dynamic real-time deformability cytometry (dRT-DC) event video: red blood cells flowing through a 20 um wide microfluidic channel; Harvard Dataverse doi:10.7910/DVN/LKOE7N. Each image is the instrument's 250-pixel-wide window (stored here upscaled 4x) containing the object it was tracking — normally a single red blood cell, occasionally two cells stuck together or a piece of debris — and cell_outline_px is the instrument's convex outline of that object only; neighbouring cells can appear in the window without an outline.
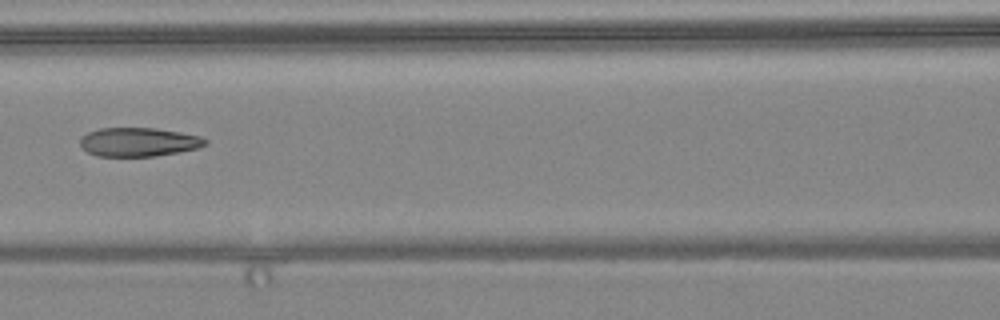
{"species": "common noctule bat (a hibernating species)", "species_latin": "Nyctalus noctula", "temperature_condition": "warm", "stored_images_in_passage": 9, "camera_frame_rate_fps": 3000, "um_per_image_px": 0.085, "animal": {"sex": "female", "body_mass_g": 24.6, "forearm_length_mm": 56.2}, "frame": {"image": 1, "passage_image": 7, "time_ms": 8.0, "image_size_px": [1000, 320], "cell_outline_px": [[208, 144], [196, 148], [176, 152], [152, 156], [96, 156], [88, 152], [80, 144], [80, 136], [88, 132], [100, 128], [156, 128], [180, 132], [200, 136], [208, 140]], "centroid_in_image_um": [11.76, 12.06], "position_along_channel_um": 154.8, "area_um2": 20.92}}
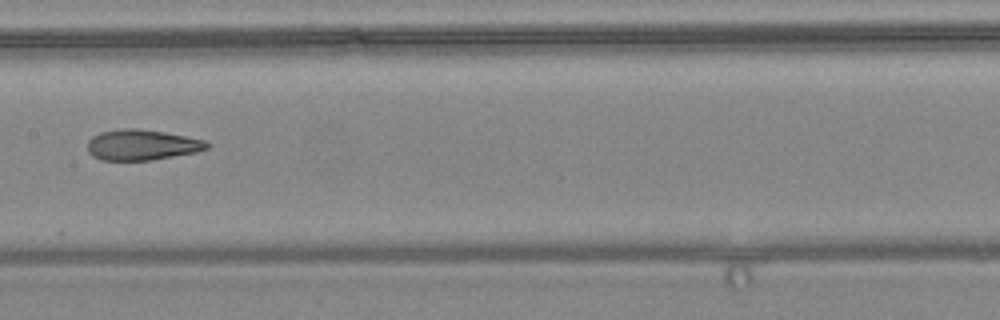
{"frame": {"image": 2, "passage_image": 8, "time_ms": 9.0, "image_size_px": [1000, 320], "cell_outline_px": [[212, 144], [208, 148], [196, 152], [152, 160], [100, 160], [92, 156], [88, 152], [88, 140], [92, 136], [100, 132], [120, 128], [136, 128], [164, 132], [204, 140]], "centroid_in_image_um": [12.04, 12.31], "position_along_channel_um": 195.4, "area_um2": 21.39}}
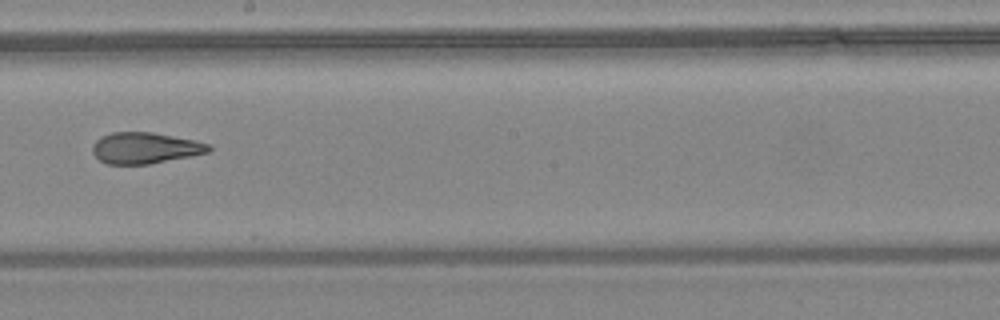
{"frame": {"image": 3, "passage_image": 9, "time_ms": 10.0, "image_size_px": [1000, 320], "cell_outline_px": [[212, 148], [208, 152], [192, 156], [148, 164], [108, 164], [100, 160], [92, 152], [92, 144], [100, 136], [112, 132], [152, 132], [192, 140], [208, 144]], "centroid_in_image_um": [12.29, 12.58], "position_along_channel_um": 235.9, "area_um2": 20.98}}